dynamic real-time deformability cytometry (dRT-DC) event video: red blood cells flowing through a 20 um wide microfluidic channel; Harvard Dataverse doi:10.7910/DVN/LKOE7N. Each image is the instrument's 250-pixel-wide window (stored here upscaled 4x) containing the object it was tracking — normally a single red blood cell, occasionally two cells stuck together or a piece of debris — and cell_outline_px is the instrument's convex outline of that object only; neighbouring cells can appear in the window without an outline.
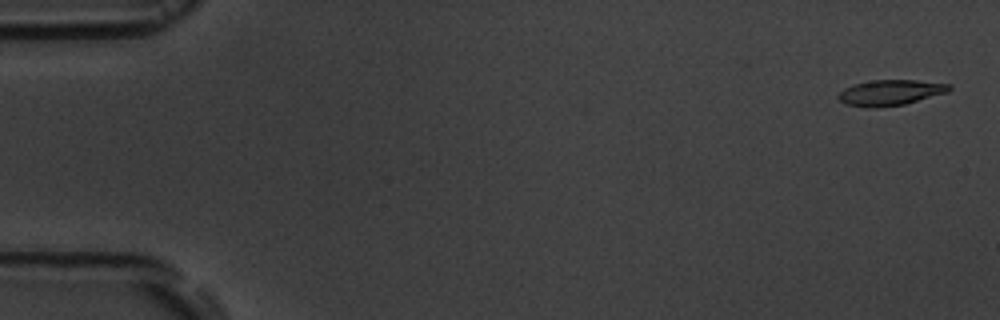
{"species": "common noctule bat (a hibernating species)", "species_latin": "Nyctalus noctula", "temperature_condition": "room temperature", "stored_images_in_passage": 8, "camera_frame_rate_fps": 3000, "um_per_image_px": 0.085, "animal": {"sex": "male", "body_mass_g": 19.5, "forearm_length_mm": 54.6}, "frame": {"image": 1, "passage_image": 1, "time_ms": 0.0, "image_size_px": [1000, 320], "cell_outline_px": [[952, 88], [948, 92], [904, 104], [876, 108], [844, 104], [836, 96], [844, 88], [852, 84], [872, 80], [916, 80], [952, 84]], "centroid_in_image_um": [75.67, 7.86], "position_along_channel_um": 9.3, "area_um2": 16.59}}
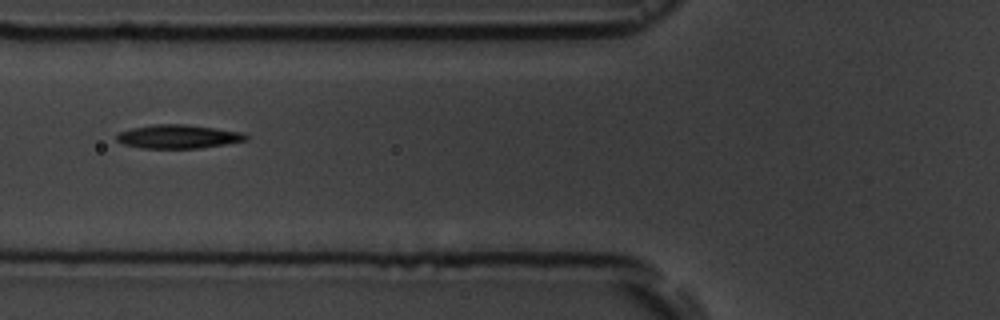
{"frame": {"image": 2, "passage_image": 6, "time_ms": 6.667, "image_size_px": [1000, 320], "cell_outline_px": [[248, 140], [200, 148], [144, 148], [124, 144], [116, 140], [116, 136], [120, 132], [132, 128], [152, 124], [184, 124], [240, 132], [248, 136]], "centroid_in_image_um": [15.12, 11.61], "position_along_channel_um": 110.7, "area_um2": 17.57}}
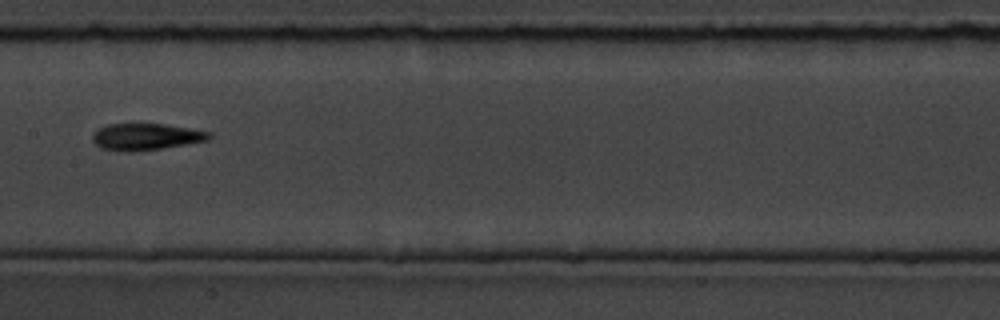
{"frame": {"image": 3, "passage_image": 8, "time_ms": 9.0, "image_size_px": [1000, 320], "cell_outline_px": [[212, 136], [208, 140], [160, 148], [132, 152], [120, 152], [100, 148], [92, 140], [92, 132], [108, 124], [164, 124], [212, 132]], "centroid_in_image_um": [12.36, 11.63], "position_along_channel_um": 195.0, "area_um2": 18.09}}